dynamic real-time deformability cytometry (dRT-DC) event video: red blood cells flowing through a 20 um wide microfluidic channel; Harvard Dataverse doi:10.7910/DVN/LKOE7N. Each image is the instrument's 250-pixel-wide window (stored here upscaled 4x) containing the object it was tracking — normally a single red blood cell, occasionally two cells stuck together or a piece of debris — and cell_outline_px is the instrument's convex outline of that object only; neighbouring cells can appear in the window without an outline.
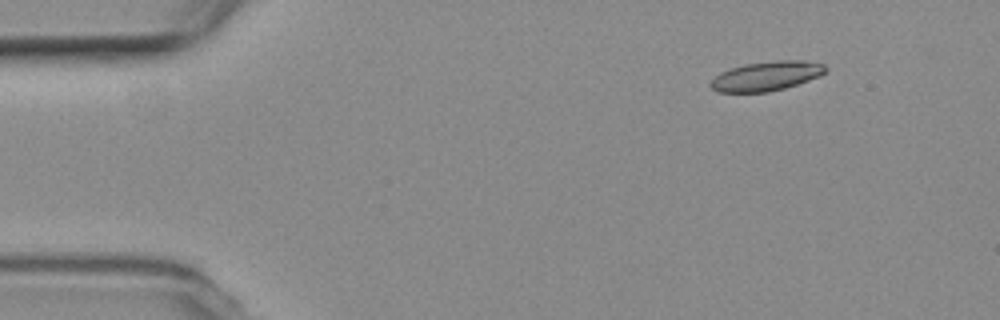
{"species": "common noctule bat (a hibernating species)", "species_latin": "Nyctalus noctula", "temperature_condition": "room temperature", "stored_images_in_passage": 4, "camera_frame_rate_fps": 3000, "um_per_image_px": 0.085, "animal": {"sex": "female", "body_mass_g": 19.3, "forearm_length_mm": 54.1}, "frame": {"image": 1, "passage_image": 1, "time_ms": 0.0, "image_size_px": [1000, 320], "cell_outline_px": [[828, 72], [820, 76], [784, 88], [768, 92], [716, 92], [708, 84], [720, 72], [744, 64], [776, 60], [804, 60], [824, 64], [828, 68]], "centroid_in_image_um": [65.17, 6.46], "position_along_channel_um": 19.8, "area_um2": 19.77}}